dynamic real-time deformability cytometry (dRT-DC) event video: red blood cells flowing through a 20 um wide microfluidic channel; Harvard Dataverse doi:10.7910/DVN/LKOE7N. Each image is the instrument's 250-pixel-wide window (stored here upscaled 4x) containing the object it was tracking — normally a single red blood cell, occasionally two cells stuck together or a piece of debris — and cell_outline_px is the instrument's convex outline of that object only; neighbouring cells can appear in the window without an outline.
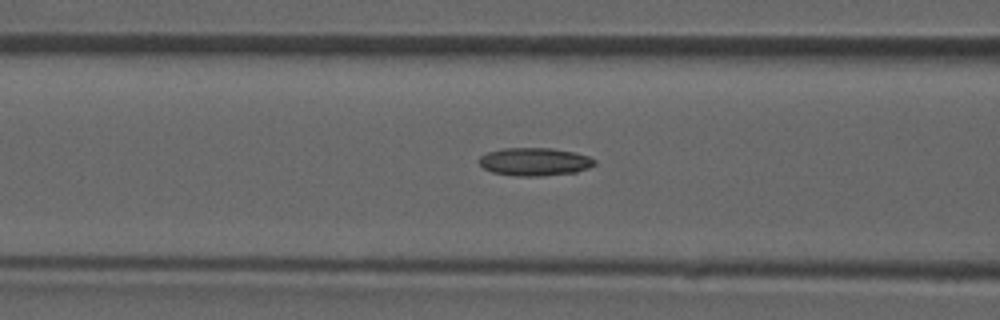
{"species": "common noctule bat (a hibernating species)", "species_latin": "Nyctalus noctula", "temperature_condition": "room temperature", "stored_images_in_passage": 31, "camera_frame_rate_fps": 3000, "um_per_image_px": 0.085, "animal": {"sex": "male", "forearm_length_mm": 52.5}, "frame": {"image": 1, "passage_image": 6, "time_ms": 1.667, "image_size_px": [1000, 320], "cell_outline_px": [[596, 164], [588, 168], [576, 172], [540, 176], [516, 176], [492, 172], [484, 168], [480, 164], [480, 156], [488, 152], [504, 148], [552, 148], [572, 152], [588, 156], [596, 160]], "centroid_in_image_um": [45.45, 13.75], "position_along_channel_um": 121.1, "area_um2": 18.73}}